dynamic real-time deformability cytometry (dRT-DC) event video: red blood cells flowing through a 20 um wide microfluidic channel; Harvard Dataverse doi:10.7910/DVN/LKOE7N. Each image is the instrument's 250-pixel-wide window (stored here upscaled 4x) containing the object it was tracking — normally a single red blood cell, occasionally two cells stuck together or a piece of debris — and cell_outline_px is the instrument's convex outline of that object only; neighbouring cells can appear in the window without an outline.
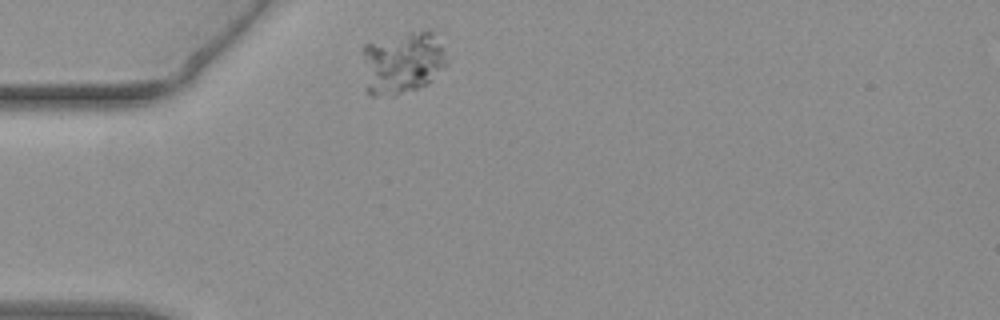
{"species": "common noctule bat (a hibernating species)", "species_latin": "Nyctalus noctula", "temperature_condition": "warm", "stored_images_in_passage": 45, "camera_frame_rate_fps": 3000, "um_per_image_px": 0.085, "animal": {"sex": "female", "body_mass_g": 19.3, "forearm_length_mm": 54.1}, "frame": {"image": 1, "passage_image": 1, "time_ms": 0.0, "image_size_px": [1000, 320], "cell_outline_px": [[448, 64], [428, 84], [396, 96], [368, 96], [364, 56], [364, 44], [408, 32], [428, 28], [432, 32], [444, 48], [448, 60]], "centroid_in_image_um": [34.26, 5.33], "position_along_channel_um": 50.7, "area_um2": 30.81}}
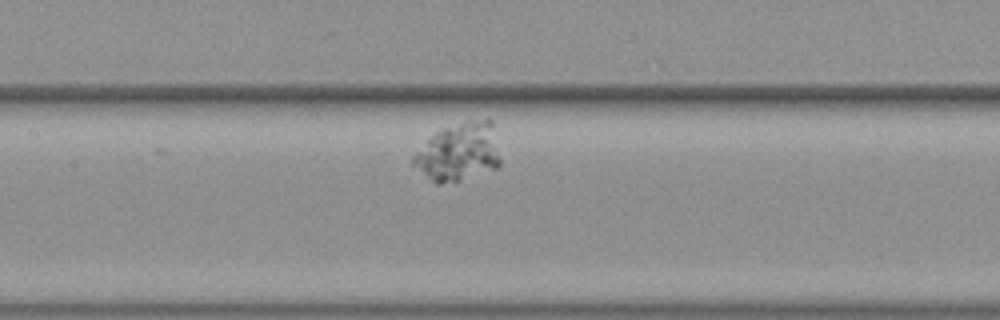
{"frame": {"image": 2, "passage_image": 14, "time_ms": 4.333, "image_size_px": [1000, 320], "cell_outline_px": [[500, 164], [496, 168], [456, 180], [440, 184], [436, 184], [412, 164], [412, 156], [436, 132], [444, 128], [468, 120], [492, 120], [500, 156]], "centroid_in_image_um": [39.0, 12.91], "position_along_channel_um": 168.4, "area_um2": 28.84}}
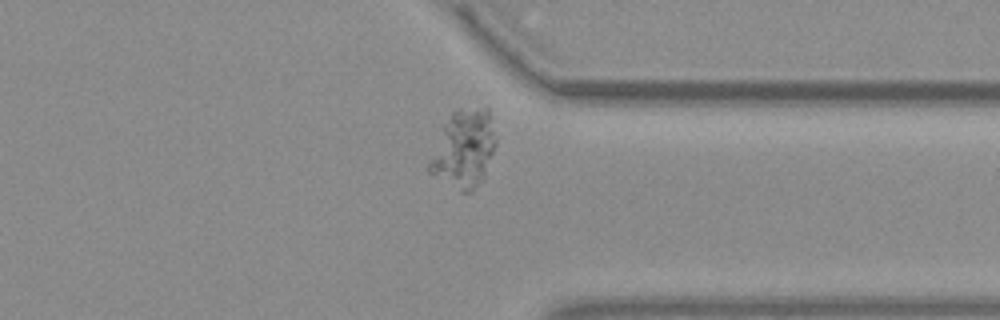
{"frame": {"image": 3, "passage_image": 32, "time_ms": 10.333, "image_size_px": [1000, 320], "cell_outline_px": [[496, 144], [484, 180], [472, 192], [460, 192], [428, 172], [428, 164], [444, 124], [452, 112], [456, 108], [488, 108], [496, 136]], "centroid_in_image_um": [39.46, 12.68], "position_along_channel_um": 371.9, "area_um2": 30.23}}